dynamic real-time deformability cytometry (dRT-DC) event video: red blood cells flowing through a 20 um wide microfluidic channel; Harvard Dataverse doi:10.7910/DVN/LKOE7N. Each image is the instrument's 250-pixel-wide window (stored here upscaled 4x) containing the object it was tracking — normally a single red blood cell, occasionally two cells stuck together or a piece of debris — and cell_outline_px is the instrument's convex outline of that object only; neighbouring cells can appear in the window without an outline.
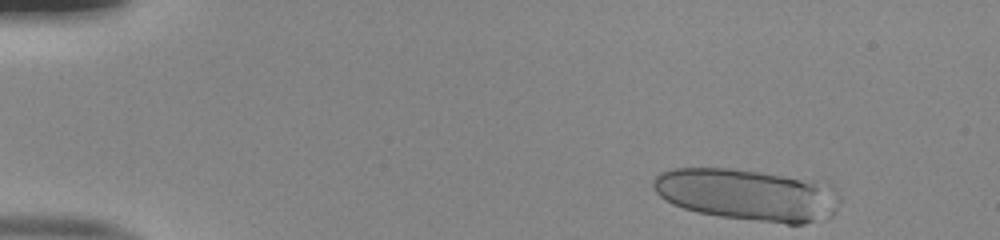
{"species": "human", "species_latin": "Homo sapiens", "temperature_condition": "room temperature", "stored_images_in_passage": 14, "camera_frame_rate_fps": 3000, "um_per_image_px": 0.085, "donor": {"sex": "male"}, "frame": {"image": 1, "passage_image": 1, "time_ms": 0.0, "image_size_px": [1000, 240], "cell_outline_px": [[836, 188], [816, 216], [812, 220], [804, 224], [788, 224], [720, 216], [696, 212], [672, 204], [664, 200], [652, 188], [652, 184], [656, 176], [660, 172], [676, 168], [728, 168], [828, 180]], "centroid_in_image_um": [63.29, 16.48], "position_along_channel_um": 21.7, "area_um2": 54.62}}
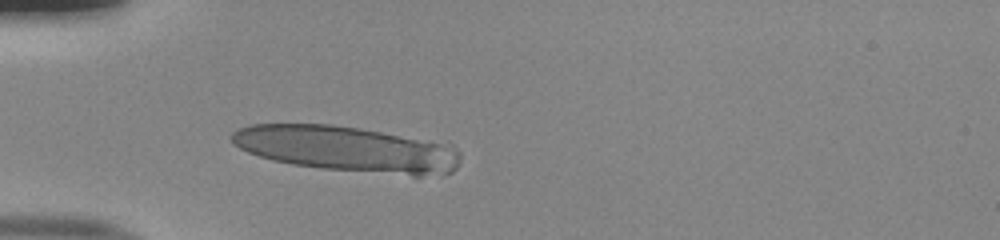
{"frame": {"image": 2, "passage_image": 11, "time_ms": 3.333, "image_size_px": [1000, 240], "cell_outline_px": [[440, 144], [436, 168], [420, 176], [412, 176], [324, 168], [292, 164], [272, 160], [248, 152], [232, 144], [228, 136], [236, 128], [248, 124], [332, 124], [360, 128]], "centroid_in_image_um": [28.73, 12.58], "position_along_channel_um": 56.3, "area_um2": 56.01}}